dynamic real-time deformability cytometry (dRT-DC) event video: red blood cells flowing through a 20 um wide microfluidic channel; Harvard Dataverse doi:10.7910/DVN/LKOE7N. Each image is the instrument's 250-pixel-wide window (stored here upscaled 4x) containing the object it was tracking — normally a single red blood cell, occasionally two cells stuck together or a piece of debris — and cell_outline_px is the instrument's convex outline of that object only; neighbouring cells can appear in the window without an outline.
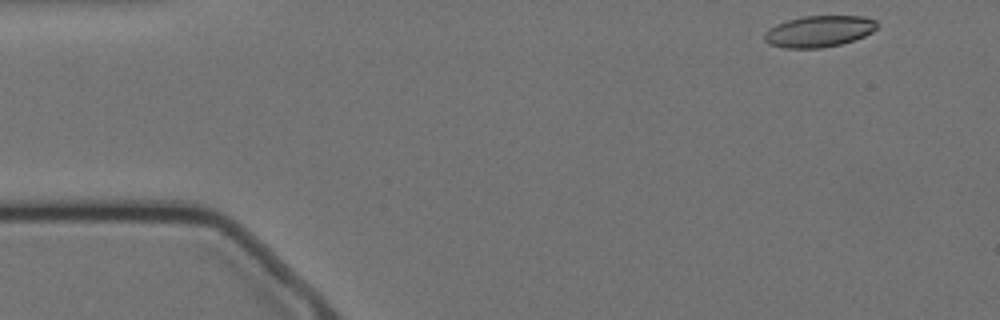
{"species": "Egyptian fruit bat (a non-hibernating species)", "species_latin": "Rousettus aegyptiacus", "temperature_condition": "cold", "stored_images_in_passage": 49, "camera_frame_rate_fps": 3000, "um_per_image_px": 0.085, "animal": {"sex": "female"}, "frame": {"image": 1, "passage_image": 1, "time_ms": 0.0, "image_size_px": [1000, 320], "cell_outline_px": [[880, 24], [872, 32], [864, 36], [840, 44], [820, 48], [784, 48], [768, 44], [764, 40], [764, 32], [768, 28], [776, 24], [788, 20], [804, 16], [864, 16], [876, 20]], "centroid_in_image_um": [69.6, 2.66], "position_along_channel_um": 15.4, "area_um2": 20.69}}
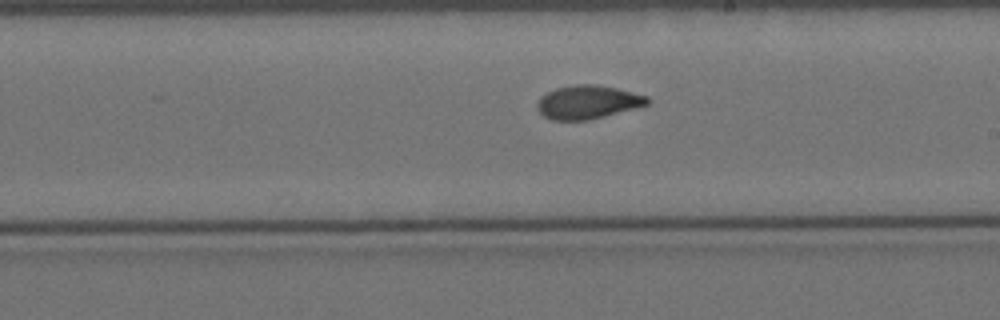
{"frame": {"image": 2, "passage_image": 28, "time_ms": 9.0, "image_size_px": [1000, 320], "cell_outline_px": [[652, 100], [648, 104], [636, 108], [588, 120], [552, 120], [544, 116], [540, 112], [536, 104], [540, 96], [556, 88], [576, 84], [596, 84], [616, 88], [648, 96]], "centroid_in_image_um": [49.97, 8.67], "position_along_channel_um": 239.0, "area_um2": 21.5}}
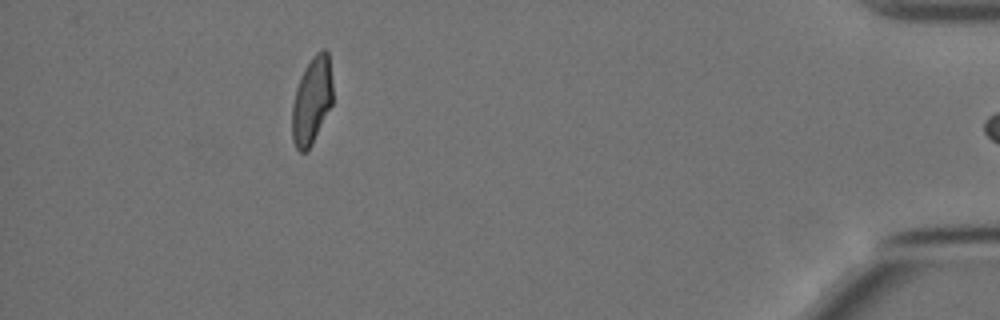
{"frame": {"image": 3, "passage_image": 48, "time_ms": 15.667, "image_size_px": [1000, 320], "cell_outline_px": [[332, 104], [312, 144], [304, 152], [300, 152], [296, 148], [292, 140], [292, 104], [296, 88], [304, 68], [312, 56], [320, 48], [324, 48], [328, 52], [332, 80]], "centroid_in_image_um": [26.5, 8.52], "position_along_channel_um": 408.7, "area_um2": 20.75}, "authors_computed_cell_mechanics": {"area_um2": 21.5016, "velocity_mm_per_s": 3.4807, "shape_relaxation_time_tau1_ms": 6.8785, "shape_relaxation_time_tau2_ms": 1.4641, "deformation_change_tau1": 0.1709, "deformation_change_tau2": 0.0628}}